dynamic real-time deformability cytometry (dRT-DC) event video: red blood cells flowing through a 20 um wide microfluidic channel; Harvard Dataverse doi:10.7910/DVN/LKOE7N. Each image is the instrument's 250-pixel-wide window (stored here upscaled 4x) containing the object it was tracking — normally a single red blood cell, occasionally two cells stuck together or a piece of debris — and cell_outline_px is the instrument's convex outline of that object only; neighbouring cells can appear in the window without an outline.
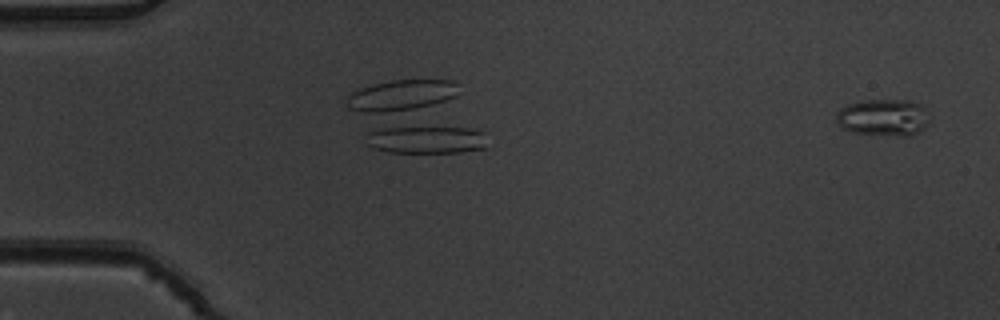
{"species": "common noctule bat (a hibernating species)", "species_latin": "Nyctalus noctula", "temperature_condition": "warm", "stored_images_in_passage": 13, "camera_frame_rate_fps": 3000, "um_per_image_px": 0.085, "animal": {"sex": "male", "body_mass_g": 19.5, "forearm_length_mm": 54.6}, "frame": {"image": 1, "passage_image": 13, "time_ms": 4.0, "image_size_px": [1000, 320], "cell_outline_px": [[928, 124], [920, 132], [912, 136], [900, 136], [852, 132], [836, 124], [836, 112], [840, 108], [848, 104], [864, 100], [908, 100], [920, 104], [924, 108], [928, 120]], "centroid_in_image_um": [75.07, 9.99], "position_along_channel_um": 9.9, "area_um2": 20.11}}